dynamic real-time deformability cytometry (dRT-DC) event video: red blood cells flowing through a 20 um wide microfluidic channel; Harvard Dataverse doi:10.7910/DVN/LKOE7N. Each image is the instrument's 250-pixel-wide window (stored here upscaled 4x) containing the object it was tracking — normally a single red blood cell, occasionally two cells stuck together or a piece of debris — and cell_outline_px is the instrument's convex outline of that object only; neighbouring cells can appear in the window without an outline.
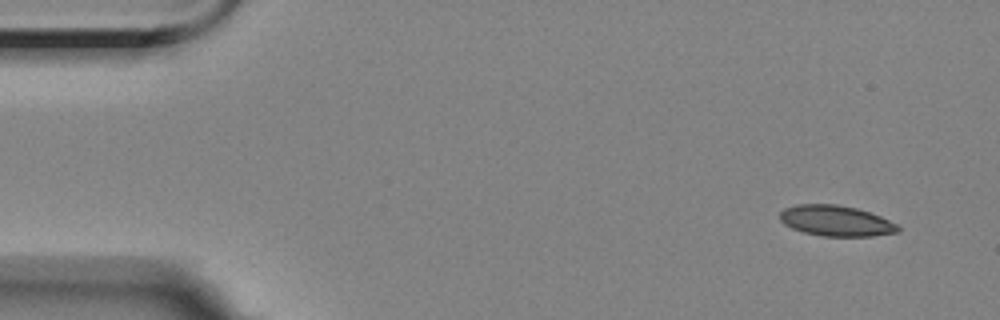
{"species": "Egyptian fruit bat (a non-hibernating species)", "species_latin": "Rousettus aegyptiacus", "temperature_condition": "room temperature", "stored_images_in_passage": 5, "camera_frame_rate_fps": 3000, "um_per_image_px": 0.085, "animal": {"sex": "female"}, "frame": {"image": 1, "passage_image": 1, "time_ms": 0.0, "image_size_px": [1000, 320], "cell_outline_px": [[900, 232], [872, 236], [824, 236], [804, 232], [792, 228], [784, 224], [780, 220], [780, 212], [784, 208], [796, 204], [836, 204], [856, 208], [880, 216], [896, 224], [900, 228]], "centroid_in_image_um": [71.04, 18.76], "position_along_channel_um": 14.0, "area_um2": 21.04}}
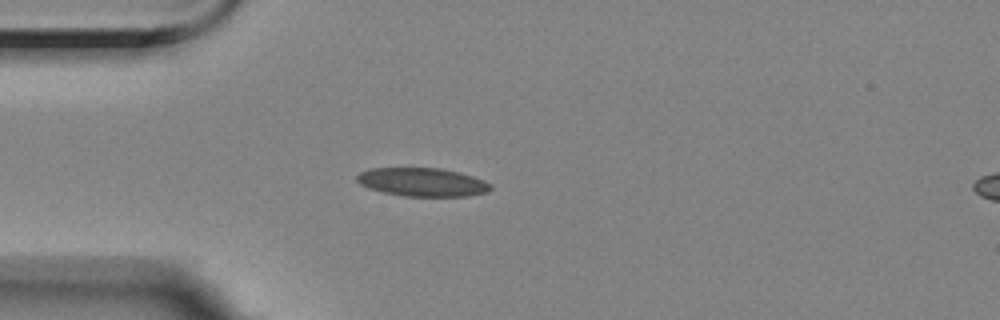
{"frame": {"image": 2, "passage_image": 4, "time_ms": 3.667, "image_size_px": [1000, 320], "cell_outline_px": [[492, 188], [488, 192], [468, 196], [404, 196], [384, 192], [368, 188], [360, 184], [356, 180], [356, 176], [360, 172], [368, 168], [440, 168], [472, 176], [484, 180], [492, 184]], "centroid_in_image_um": [35.89, 15.48], "position_along_channel_um": 49.1, "area_um2": 22.2}}